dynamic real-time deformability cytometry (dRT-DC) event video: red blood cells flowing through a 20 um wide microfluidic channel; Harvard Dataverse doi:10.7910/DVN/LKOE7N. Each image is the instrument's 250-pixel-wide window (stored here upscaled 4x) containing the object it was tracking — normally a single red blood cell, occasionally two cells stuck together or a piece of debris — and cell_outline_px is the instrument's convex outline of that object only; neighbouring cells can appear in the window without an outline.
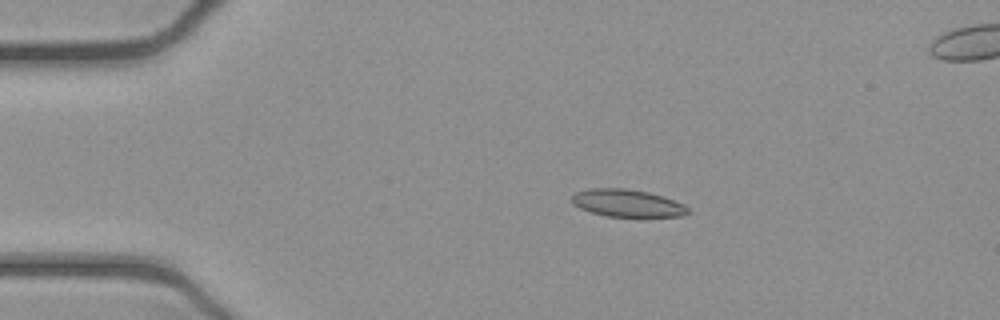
{"species": "common noctule bat (a hibernating species)", "species_latin": "Nyctalus noctula", "temperature_condition": "cold", "stored_images_in_passage": 54, "segment_of_instrument_passage": [1, 2], "camera_frame_rate_fps": 3000, "um_per_image_px": 0.085, "animal": {"sex": "female", "body_mass_g": 21.9}, "frame": {"image": 1, "passage_image": 11, "time_ms": 3.333, "image_size_px": [1000, 320], "cell_outline_px": [[692, 212], [684, 216], [608, 216], [592, 212], [580, 208], [572, 204], [572, 196], [576, 192], [588, 188], [628, 188], [648, 192], [664, 196], [684, 204]], "centroid_in_image_um": [53.34, 17.25], "position_along_channel_um": 31.7, "area_um2": 18.61}}
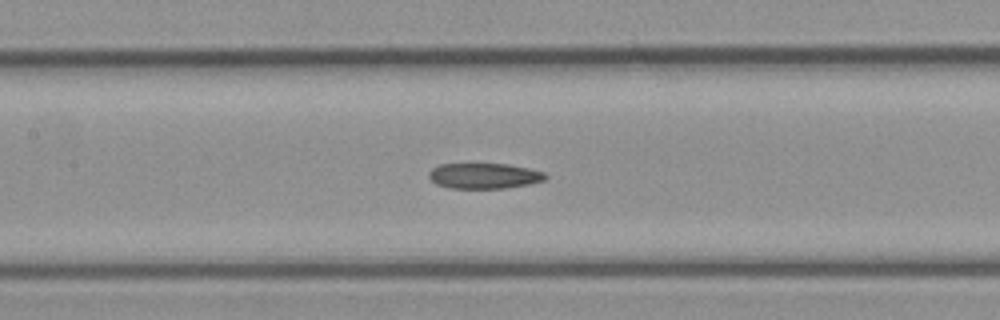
{"frame": {"image": 2, "passage_image": 25, "time_ms": 8.0, "image_size_px": [1000, 320], "cell_outline_px": [[548, 176], [544, 180], [528, 184], [508, 188], [452, 188], [436, 184], [428, 176], [428, 172], [432, 168], [440, 164], [508, 164], [528, 168], [544, 172]], "centroid_in_image_um": [41.15, 14.94], "position_along_channel_um": 166.3, "area_um2": 17.28}}
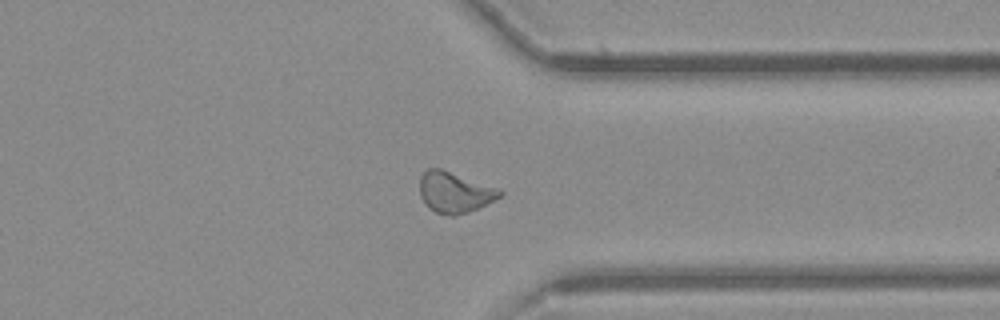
{"frame": {"image": 3, "passage_image": 41, "time_ms": 13.333, "image_size_px": [1000, 320], "cell_outline_px": [[504, 192], [500, 196], [468, 212], [456, 216], [452, 216], [436, 212], [428, 208], [424, 204], [420, 196], [420, 176], [428, 168], [440, 168], [500, 188]], "centroid_in_image_um": [38.61, 16.34], "position_along_channel_um": 372.8, "area_um2": 19.02}}